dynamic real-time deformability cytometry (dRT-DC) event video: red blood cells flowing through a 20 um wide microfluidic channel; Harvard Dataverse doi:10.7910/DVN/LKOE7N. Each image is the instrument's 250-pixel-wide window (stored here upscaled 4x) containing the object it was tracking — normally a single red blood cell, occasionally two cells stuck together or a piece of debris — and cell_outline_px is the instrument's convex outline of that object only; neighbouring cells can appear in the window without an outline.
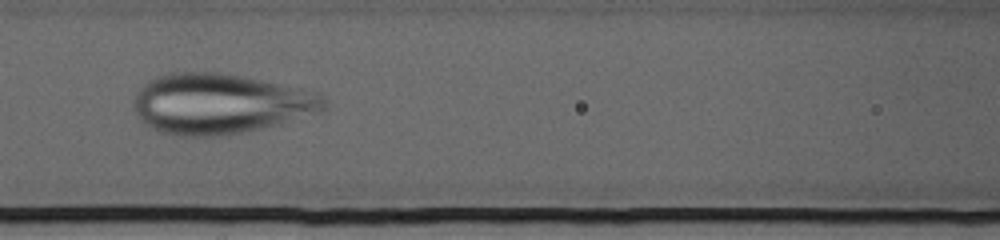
{"species": "human", "species_latin": "Homo sapiens", "temperature_condition": "cold", "stored_images_in_passage": 73, "camera_frame_rate_fps": 3000, "um_per_image_px": 0.085, "donor": {"sex": "female"}, "frame": {"image": 1, "passage_image": 33, "time_ms": 10.667, "image_size_px": [1000, 240], "cell_outline_px": [[328, 108], [324, 112], [284, 124], [228, 136], [176, 136], [160, 132], [152, 128], [136, 116], [132, 104], [132, 100], [136, 92], [148, 80], [156, 76], [168, 72], [220, 72], [244, 76], [320, 92], [328, 100]], "centroid_in_image_um": [18.78, 8.83], "position_along_channel_um": 147.8, "area_um2": 68.55}}
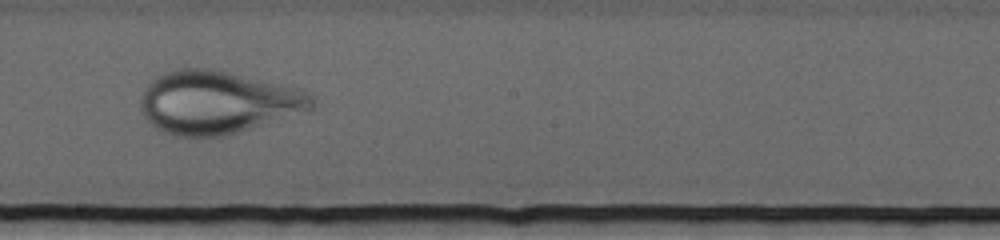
{"frame": {"image": 2, "passage_image": 42, "time_ms": 13.667, "image_size_px": [1000, 240], "cell_outline_px": [[316, 104], [308, 112], [228, 136], [196, 140], [172, 136], [160, 132], [144, 116], [140, 108], [140, 100], [144, 88], [160, 72], [172, 68], [212, 68], [304, 88], [316, 100]], "centroid_in_image_um": [18.53, 8.73], "position_along_channel_um": 229.7, "area_um2": 65.26}}
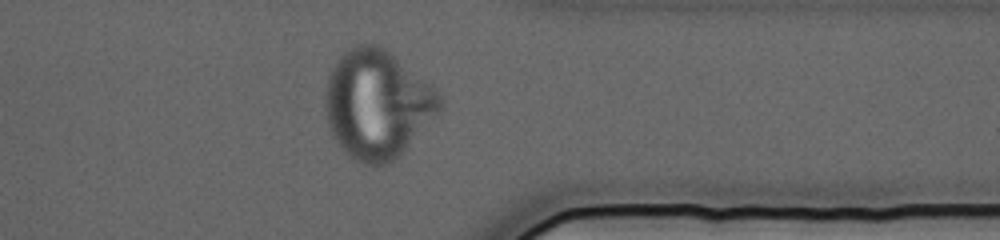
{"frame": {"image": 3, "passage_image": 59, "time_ms": 19.333, "image_size_px": [1000, 240], "cell_outline_px": [[444, 100], [440, 108], [408, 144], [388, 164], [364, 164], [348, 156], [336, 144], [332, 136], [328, 124], [324, 108], [324, 92], [328, 76], [336, 60], [344, 48], [356, 44], [380, 44], [436, 88], [444, 96]], "centroid_in_image_um": [32.0, 8.8], "position_along_channel_um": 379.4, "area_um2": 72.37}}